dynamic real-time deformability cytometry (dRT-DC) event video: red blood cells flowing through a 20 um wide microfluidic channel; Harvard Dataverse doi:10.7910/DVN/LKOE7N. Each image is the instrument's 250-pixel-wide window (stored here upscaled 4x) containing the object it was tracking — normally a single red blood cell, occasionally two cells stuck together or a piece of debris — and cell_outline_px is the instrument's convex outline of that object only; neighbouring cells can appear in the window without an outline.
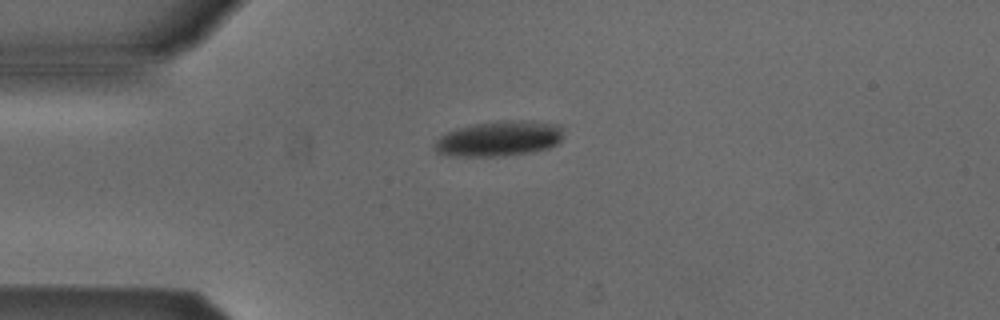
{"species": "Egyptian fruit bat (a non-hibernating species)", "species_latin": "Rousettus aegyptiacus", "temperature_condition": "cold", "stored_images_in_passage": 2, "camera_frame_rate_fps": 3000, "um_per_image_px": 0.085, "animal": {"sex": "male"}, "frame": {"image": 1, "passage_image": 1, "time_ms": 0.0, "image_size_px": [1000, 320], "cell_outline_px": [[564, 136], [556, 144], [548, 148], [528, 152], [492, 156], [456, 156], [436, 152], [436, 140], [440, 136], [456, 128], [472, 124], [496, 120], [524, 120], [560, 124], [564, 128]], "centroid_in_image_um": [42.47, 11.75], "position_along_channel_um": 42.5, "area_um2": 26.47}}